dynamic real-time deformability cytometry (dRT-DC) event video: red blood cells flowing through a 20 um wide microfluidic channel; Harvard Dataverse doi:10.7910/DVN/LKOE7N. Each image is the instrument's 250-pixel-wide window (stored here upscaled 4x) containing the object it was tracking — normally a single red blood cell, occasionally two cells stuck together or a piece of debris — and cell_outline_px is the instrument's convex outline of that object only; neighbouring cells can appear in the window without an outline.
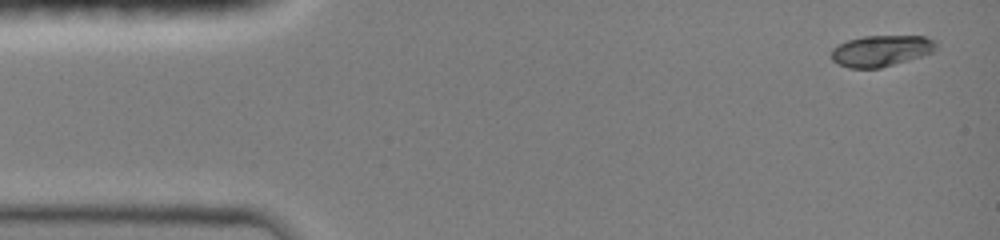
{"species": "common noctule bat (a hibernating species)", "species_latin": "Nyctalus noctula", "temperature_condition": "room temperature", "stored_images_in_passage": 8, "camera_frame_rate_fps": 3000, "um_per_image_px": 0.085, "animal": {"sex": "female", "body_mass_g": 19.0, "forearm_length_mm": 51.5}, "frame": {"image": 1, "passage_image": 1, "time_ms": 0.0, "image_size_px": [1000, 240], "cell_outline_px": [[936, 48], [932, 52], [920, 56], [880, 68], [848, 68], [832, 60], [832, 48], [848, 40], [864, 36], [924, 36], [936, 40]], "centroid_in_image_um": [74.89, 4.31], "position_along_channel_um": 10.1, "area_um2": 18.79}}
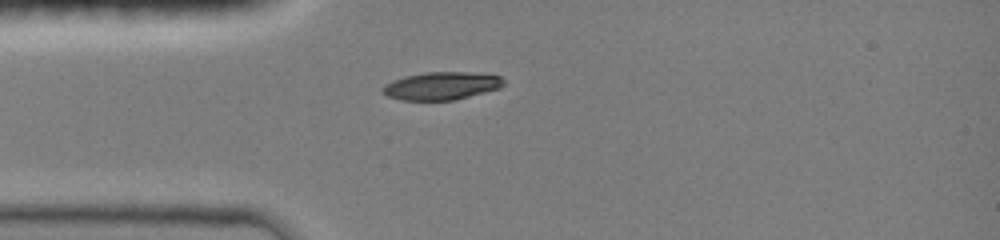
{"frame": {"image": 2, "passage_image": 6, "time_ms": 3.333, "image_size_px": [1000, 240], "cell_outline_px": [[504, 84], [500, 88], [456, 100], [400, 100], [388, 96], [380, 92], [380, 88], [384, 84], [392, 80], [404, 76], [424, 72], [468, 72], [500, 76], [504, 80]], "centroid_in_image_um": [37.47, 7.3], "position_along_channel_um": 47.5, "area_um2": 19.83}}
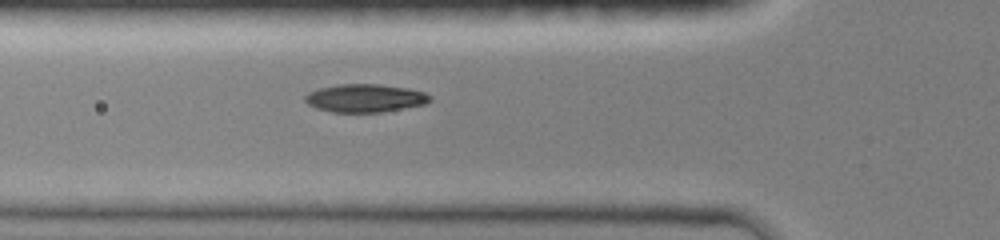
{"frame": {"image": 3, "passage_image": 8, "time_ms": 4.667, "image_size_px": [1000, 240], "cell_outline_px": [[432, 100], [424, 104], [380, 112], [332, 112], [316, 108], [308, 104], [304, 100], [304, 96], [308, 92], [320, 88], [336, 84], [380, 84], [408, 88], [424, 92], [432, 96]], "centroid_in_image_um": [31.01, 8.33], "position_along_channel_um": 94.8, "area_um2": 20.46}}